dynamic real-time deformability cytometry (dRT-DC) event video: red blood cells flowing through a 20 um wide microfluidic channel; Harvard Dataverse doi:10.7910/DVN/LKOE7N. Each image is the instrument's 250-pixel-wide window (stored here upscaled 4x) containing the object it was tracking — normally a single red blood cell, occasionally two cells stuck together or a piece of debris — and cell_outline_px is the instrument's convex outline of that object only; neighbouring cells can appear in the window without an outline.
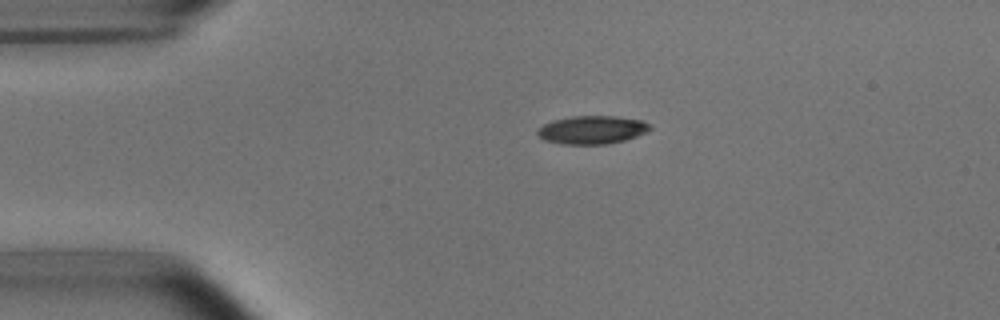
{"species": "common noctule bat (a hibernating species)", "species_latin": "Nyctalus noctula", "temperature_condition": "room temperature", "stored_images_in_passage": 42, "camera_frame_rate_fps": 3000, "um_per_image_px": 0.085, "animal": {"sex": "male", "body_mass_g": 15.6}, "frame": {"image": 1, "passage_image": 1, "time_ms": 0.0, "image_size_px": [1000, 320], "cell_outline_px": [[652, 128], [636, 136], [624, 140], [604, 144], [564, 144], [544, 140], [536, 132], [544, 124], [552, 120], [572, 116], [616, 116], [644, 120]], "centroid_in_image_um": [50.32, 11.02], "position_along_channel_um": 34.7, "area_um2": 18.32}}
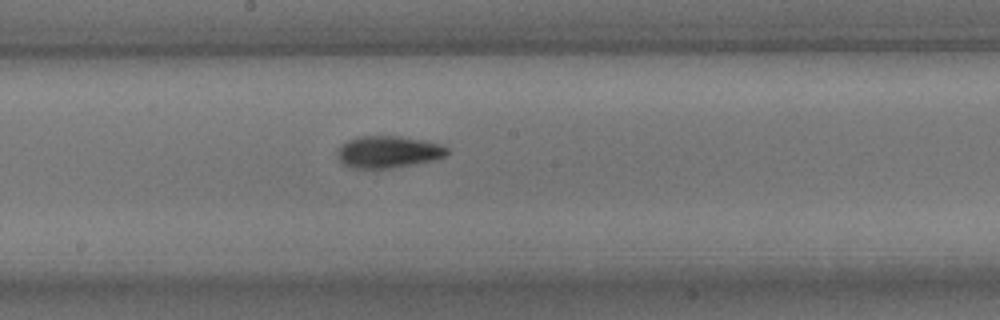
{"frame": {"image": 2, "passage_image": 18, "time_ms": 5.667, "image_size_px": [1000, 320], "cell_outline_px": [[448, 152], [444, 156], [432, 160], [392, 168], [356, 168], [344, 164], [340, 160], [340, 148], [348, 140], [360, 136], [400, 136], [424, 140], [440, 144], [448, 148]], "centroid_in_image_um": [33.05, 12.9], "position_along_channel_um": 215.2, "area_um2": 19.94}}
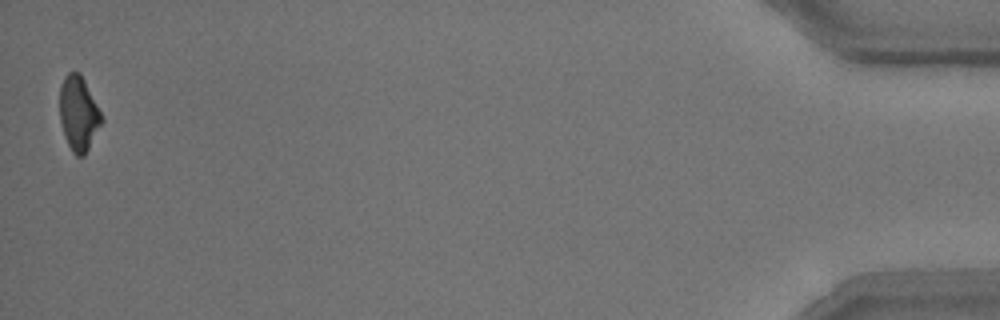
{"frame": {"image": 3, "passage_image": 42, "time_ms": 13.667, "image_size_px": [1000, 320], "cell_outline_px": [[104, 120], [84, 156], [76, 156], [72, 152], [64, 136], [60, 120], [60, 84], [64, 76], [68, 72], [80, 72], [104, 116]], "centroid_in_image_um": [6.69, 9.64], "position_along_channel_um": 428.5, "area_um2": 18.44}, "authors_computed_cell_mechanics": {"area_um2": 19.4786, "velocity_mm_per_s": 3.8075, "shape_relaxation_time_tau1_ms": 3.1864, "shape_relaxation_time_tau2_ms": 4.5006, "deformation_change_tau1": 0.1392, "deformation_change_tau2": 0.1221}}